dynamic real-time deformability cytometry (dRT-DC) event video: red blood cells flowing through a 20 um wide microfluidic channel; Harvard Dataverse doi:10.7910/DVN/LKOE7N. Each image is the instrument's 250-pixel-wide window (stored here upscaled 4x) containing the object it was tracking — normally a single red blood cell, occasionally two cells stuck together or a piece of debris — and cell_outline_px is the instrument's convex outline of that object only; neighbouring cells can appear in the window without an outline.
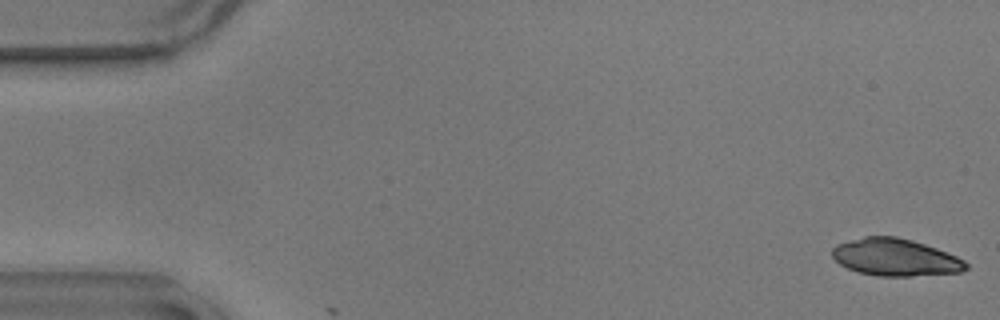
{"species": "common noctule bat (a hibernating species)", "species_latin": "Nyctalus noctula", "temperature_condition": "warm", "stored_images_in_passage": 2, "camera_frame_rate_fps": 3000, "um_per_image_px": 0.085, "animal": {"sex": "male", "body_mass_g": 17.9}, "frame": {"image": 1, "passage_image": 1, "time_ms": 0.0, "image_size_px": [1000, 320], "cell_outline_px": [[968, 268], [960, 272], [912, 276], [880, 276], [860, 272], [848, 268], [840, 264], [832, 256], [832, 248], [836, 244], [864, 236], [896, 236], [912, 240], [936, 248], [956, 256], [964, 260], [968, 264]], "centroid_in_image_um": [76.1, 21.87], "position_along_channel_um": 8.9, "area_um2": 28.9}}